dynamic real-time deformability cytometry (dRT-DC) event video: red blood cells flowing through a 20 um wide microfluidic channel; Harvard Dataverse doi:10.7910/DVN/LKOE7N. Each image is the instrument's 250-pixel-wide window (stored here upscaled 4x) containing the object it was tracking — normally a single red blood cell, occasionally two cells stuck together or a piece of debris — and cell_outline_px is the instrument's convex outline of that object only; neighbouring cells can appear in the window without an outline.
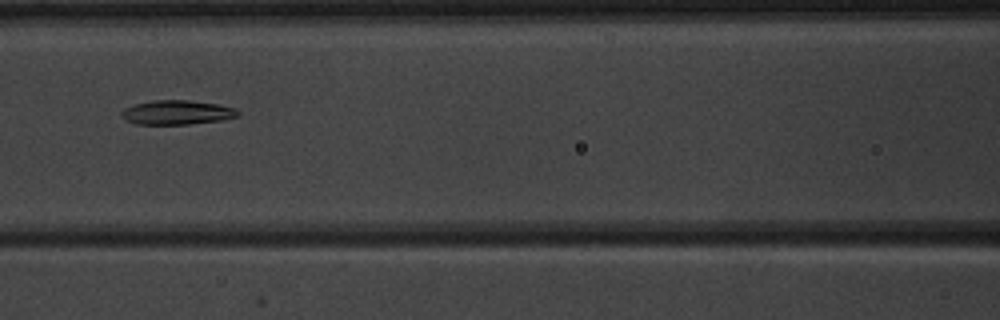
{"species": "common noctule bat (a hibernating species)", "species_latin": "Nyctalus noctula", "temperature_condition": "warm", "stored_images_in_passage": 8, "camera_frame_rate_fps": 3000, "um_per_image_px": 0.085, "animal": {"sex": "male", "body_mass_g": 20.1, "forearm_length_mm": 53.5}, "frame": {"image": 1, "passage_image": 8, "time_ms": 8.0, "image_size_px": [1000, 320], "cell_outline_px": [[240, 116], [220, 120], [188, 124], [136, 124], [124, 120], [120, 116], [120, 112], [124, 108], [132, 104], [152, 100], [188, 100], [220, 104], [236, 108], [240, 112]], "centroid_in_image_um": [15.02, 9.55], "position_along_channel_um": 151.6, "area_um2": 16.76}}